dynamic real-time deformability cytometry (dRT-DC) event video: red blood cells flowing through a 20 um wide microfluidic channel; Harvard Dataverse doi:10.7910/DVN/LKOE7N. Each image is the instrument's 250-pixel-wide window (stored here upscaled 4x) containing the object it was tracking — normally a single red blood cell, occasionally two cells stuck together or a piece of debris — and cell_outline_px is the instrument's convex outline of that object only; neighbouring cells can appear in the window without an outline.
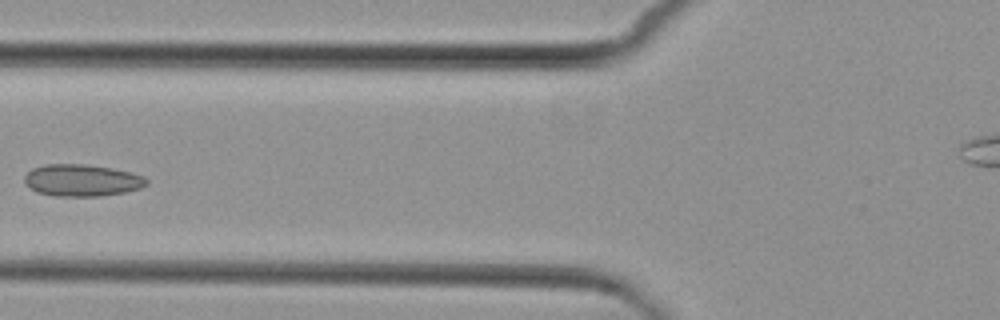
{"species": "common noctule bat (a hibernating species)", "species_latin": "Nyctalus noctula", "temperature_condition": "cold", "stored_images_in_passage": 5, "camera_frame_rate_fps": 3000, "um_per_image_px": 0.085, "animal": {"sex": "female", "body_mass_g": 29.2, "forearm_length_mm": 56.3}, "frame": {"image": 1, "passage_image": 5, "time_ms": 4.667, "image_size_px": [1000, 320], "cell_outline_px": [[148, 184], [140, 188], [124, 192], [100, 196], [56, 196], [36, 192], [28, 188], [24, 184], [24, 176], [32, 168], [44, 164], [84, 164], [112, 168], [144, 176], [148, 180]], "centroid_in_image_um": [6.92, 15.33], "position_along_channel_um": 118.9, "area_um2": 22.83}}